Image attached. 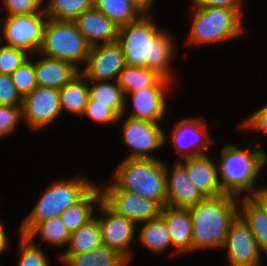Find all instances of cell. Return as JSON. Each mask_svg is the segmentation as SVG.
<instances>
[{
    "mask_svg": "<svg viewBox=\"0 0 267 266\" xmlns=\"http://www.w3.org/2000/svg\"><path fill=\"white\" fill-rule=\"evenodd\" d=\"M110 181V182H109ZM101 190H127L166 206L165 161L162 159H121L108 181L97 182Z\"/></svg>",
    "mask_w": 267,
    "mask_h": 266,
    "instance_id": "277c9868",
    "label": "cell"
},
{
    "mask_svg": "<svg viewBox=\"0 0 267 266\" xmlns=\"http://www.w3.org/2000/svg\"><path fill=\"white\" fill-rule=\"evenodd\" d=\"M74 174L56 177L46 184L36 204L20 221L16 234L26 236L39 222L60 216L65 209L80 201L98 182L82 174L81 170Z\"/></svg>",
    "mask_w": 267,
    "mask_h": 266,
    "instance_id": "5b68a950",
    "label": "cell"
},
{
    "mask_svg": "<svg viewBox=\"0 0 267 266\" xmlns=\"http://www.w3.org/2000/svg\"><path fill=\"white\" fill-rule=\"evenodd\" d=\"M88 88L94 104H109L118 117L123 114L126 95L117 81H88Z\"/></svg>",
    "mask_w": 267,
    "mask_h": 266,
    "instance_id": "f1b7e54d",
    "label": "cell"
},
{
    "mask_svg": "<svg viewBox=\"0 0 267 266\" xmlns=\"http://www.w3.org/2000/svg\"><path fill=\"white\" fill-rule=\"evenodd\" d=\"M160 217L166 222L170 233L172 257L193 254L192 220L188 208L165 206Z\"/></svg>",
    "mask_w": 267,
    "mask_h": 266,
    "instance_id": "d6986e66",
    "label": "cell"
},
{
    "mask_svg": "<svg viewBox=\"0 0 267 266\" xmlns=\"http://www.w3.org/2000/svg\"><path fill=\"white\" fill-rule=\"evenodd\" d=\"M17 266H51L50 257L42 246L34 244L27 236L18 234ZM44 250V251H43Z\"/></svg>",
    "mask_w": 267,
    "mask_h": 266,
    "instance_id": "d6a6232c",
    "label": "cell"
},
{
    "mask_svg": "<svg viewBox=\"0 0 267 266\" xmlns=\"http://www.w3.org/2000/svg\"><path fill=\"white\" fill-rule=\"evenodd\" d=\"M143 14H153L156 0H131ZM153 11V13H152Z\"/></svg>",
    "mask_w": 267,
    "mask_h": 266,
    "instance_id": "ee69618b",
    "label": "cell"
},
{
    "mask_svg": "<svg viewBox=\"0 0 267 266\" xmlns=\"http://www.w3.org/2000/svg\"><path fill=\"white\" fill-rule=\"evenodd\" d=\"M73 22L90 46L118 40L119 27L94 7L83 12Z\"/></svg>",
    "mask_w": 267,
    "mask_h": 266,
    "instance_id": "ffe728a7",
    "label": "cell"
},
{
    "mask_svg": "<svg viewBox=\"0 0 267 266\" xmlns=\"http://www.w3.org/2000/svg\"><path fill=\"white\" fill-rule=\"evenodd\" d=\"M247 145L227 143L220 148L219 157H214L223 192L238 198L249 197L261 186L258 183L267 167L265 148L253 142Z\"/></svg>",
    "mask_w": 267,
    "mask_h": 266,
    "instance_id": "7a4b0ae2",
    "label": "cell"
},
{
    "mask_svg": "<svg viewBox=\"0 0 267 266\" xmlns=\"http://www.w3.org/2000/svg\"><path fill=\"white\" fill-rule=\"evenodd\" d=\"M88 118L92 124L96 123L99 126L117 125L118 116L109 108V104H94V100L89 97L88 103L80 119Z\"/></svg>",
    "mask_w": 267,
    "mask_h": 266,
    "instance_id": "8d00e7d4",
    "label": "cell"
},
{
    "mask_svg": "<svg viewBox=\"0 0 267 266\" xmlns=\"http://www.w3.org/2000/svg\"><path fill=\"white\" fill-rule=\"evenodd\" d=\"M23 123L32 133L52 127L62 115L58 90L36 87L23 98Z\"/></svg>",
    "mask_w": 267,
    "mask_h": 266,
    "instance_id": "4fadbf2b",
    "label": "cell"
},
{
    "mask_svg": "<svg viewBox=\"0 0 267 266\" xmlns=\"http://www.w3.org/2000/svg\"><path fill=\"white\" fill-rule=\"evenodd\" d=\"M11 238H9L8 232L6 231V226L4 220L0 214V256L2 257L6 251L11 250Z\"/></svg>",
    "mask_w": 267,
    "mask_h": 266,
    "instance_id": "7bdbcfd3",
    "label": "cell"
},
{
    "mask_svg": "<svg viewBox=\"0 0 267 266\" xmlns=\"http://www.w3.org/2000/svg\"><path fill=\"white\" fill-rule=\"evenodd\" d=\"M162 77L156 70L126 65L120 72L117 83L126 95L154 86Z\"/></svg>",
    "mask_w": 267,
    "mask_h": 266,
    "instance_id": "4dcf8cb0",
    "label": "cell"
},
{
    "mask_svg": "<svg viewBox=\"0 0 267 266\" xmlns=\"http://www.w3.org/2000/svg\"><path fill=\"white\" fill-rule=\"evenodd\" d=\"M90 48L73 21L48 19L42 44L37 53L70 62L81 70L86 63Z\"/></svg>",
    "mask_w": 267,
    "mask_h": 266,
    "instance_id": "52a82bcc",
    "label": "cell"
},
{
    "mask_svg": "<svg viewBox=\"0 0 267 266\" xmlns=\"http://www.w3.org/2000/svg\"><path fill=\"white\" fill-rule=\"evenodd\" d=\"M117 123L122 124L121 142L129 149L124 159H160L158 154L163 151L161 149L164 148V132L166 131L162 126L163 123L134 119L123 114L118 117Z\"/></svg>",
    "mask_w": 267,
    "mask_h": 266,
    "instance_id": "9c48e42d",
    "label": "cell"
},
{
    "mask_svg": "<svg viewBox=\"0 0 267 266\" xmlns=\"http://www.w3.org/2000/svg\"><path fill=\"white\" fill-rule=\"evenodd\" d=\"M190 1V0H189ZM245 0H191V7H220L228 9H244Z\"/></svg>",
    "mask_w": 267,
    "mask_h": 266,
    "instance_id": "60d3db41",
    "label": "cell"
},
{
    "mask_svg": "<svg viewBox=\"0 0 267 266\" xmlns=\"http://www.w3.org/2000/svg\"><path fill=\"white\" fill-rule=\"evenodd\" d=\"M208 121L203 114L182 117L171 125L170 131L164 132V147L170 143L174 149L173 154L177 157L173 161L208 154L216 145L217 140L211 136L212 132L208 131Z\"/></svg>",
    "mask_w": 267,
    "mask_h": 266,
    "instance_id": "ba28073f",
    "label": "cell"
},
{
    "mask_svg": "<svg viewBox=\"0 0 267 266\" xmlns=\"http://www.w3.org/2000/svg\"><path fill=\"white\" fill-rule=\"evenodd\" d=\"M137 232L136 243L152 254L158 256L171 250L170 233L161 217L137 224Z\"/></svg>",
    "mask_w": 267,
    "mask_h": 266,
    "instance_id": "603a6c76",
    "label": "cell"
},
{
    "mask_svg": "<svg viewBox=\"0 0 267 266\" xmlns=\"http://www.w3.org/2000/svg\"><path fill=\"white\" fill-rule=\"evenodd\" d=\"M23 123L22 105H0V139L16 134ZM19 126V127H18Z\"/></svg>",
    "mask_w": 267,
    "mask_h": 266,
    "instance_id": "e575fe53",
    "label": "cell"
},
{
    "mask_svg": "<svg viewBox=\"0 0 267 266\" xmlns=\"http://www.w3.org/2000/svg\"><path fill=\"white\" fill-rule=\"evenodd\" d=\"M29 57L26 51L0 42V73L11 75Z\"/></svg>",
    "mask_w": 267,
    "mask_h": 266,
    "instance_id": "74e56055",
    "label": "cell"
},
{
    "mask_svg": "<svg viewBox=\"0 0 267 266\" xmlns=\"http://www.w3.org/2000/svg\"><path fill=\"white\" fill-rule=\"evenodd\" d=\"M103 245L99 220L94 217L87 224L71 233L67 248L59 255H77L90 252Z\"/></svg>",
    "mask_w": 267,
    "mask_h": 266,
    "instance_id": "83f0119b",
    "label": "cell"
},
{
    "mask_svg": "<svg viewBox=\"0 0 267 266\" xmlns=\"http://www.w3.org/2000/svg\"><path fill=\"white\" fill-rule=\"evenodd\" d=\"M214 156L208 153L178 161L186 169L192 183L205 197H218L225 194L220 185Z\"/></svg>",
    "mask_w": 267,
    "mask_h": 266,
    "instance_id": "ac0fdd59",
    "label": "cell"
},
{
    "mask_svg": "<svg viewBox=\"0 0 267 266\" xmlns=\"http://www.w3.org/2000/svg\"><path fill=\"white\" fill-rule=\"evenodd\" d=\"M93 7L118 27L135 22L144 15L131 0H93Z\"/></svg>",
    "mask_w": 267,
    "mask_h": 266,
    "instance_id": "f546056e",
    "label": "cell"
},
{
    "mask_svg": "<svg viewBox=\"0 0 267 266\" xmlns=\"http://www.w3.org/2000/svg\"><path fill=\"white\" fill-rule=\"evenodd\" d=\"M34 69L37 87L55 90L61 89L80 73L70 62L48 58L39 53L34 54Z\"/></svg>",
    "mask_w": 267,
    "mask_h": 266,
    "instance_id": "44dd1931",
    "label": "cell"
},
{
    "mask_svg": "<svg viewBox=\"0 0 267 266\" xmlns=\"http://www.w3.org/2000/svg\"><path fill=\"white\" fill-rule=\"evenodd\" d=\"M91 8L93 0H44L45 15L58 21H74Z\"/></svg>",
    "mask_w": 267,
    "mask_h": 266,
    "instance_id": "1f68e13d",
    "label": "cell"
},
{
    "mask_svg": "<svg viewBox=\"0 0 267 266\" xmlns=\"http://www.w3.org/2000/svg\"><path fill=\"white\" fill-rule=\"evenodd\" d=\"M249 198L267 215V183L263 184L252 193Z\"/></svg>",
    "mask_w": 267,
    "mask_h": 266,
    "instance_id": "b9f144b4",
    "label": "cell"
},
{
    "mask_svg": "<svg viewBox=\"0 0 267 266\" xmlns=\"http://www.w3.org/2000/svg\"><path fill=\"white\" fill-rule=\"evenodd\" d=\"M2 11L4 12L2 13ZM0 12L3 14L2 16L44 12V0H0Z\"/></svg>",
    "mask_w": 267,
    "mask_h": 266,
    "instance_id": "d590c367",
    "label": "cell"
},
{
    "mask_svg": "<svg viewBox=\"0 0 267 266\" xmlns=\"http://www.w3.org/2000/svg\"><path fill=\"white\" fill-rule=\"evenodd\" d=\"M239 199L223 194L206 197L188 208L192 220L193 253L222 249L231 224L239 216Z\"/></svg>",
    "mask_w": 267,
    "mask_h": 266,
    "instance_id": "3957f363",
    "label": "cell"
},
{
    "mask_svg": "<svg viewBox=\"0 0 267 266\" xmlns=\"http://www.w3.org/2000/svg\"><path fill=\"white\" fill-rule=\"evenodd\" d=\"M125 66L122 47L118 41H115L91 46L80 73L88 81H117Z\"/></svg>",
    "mask_w": 267,
    "mask_h": 266,
    "instance_id": "9a60e30c",
    "label": "cell"
},
{
    "mask_svg": "<svg viewBox=\"0 0 267 266\" xmlns=\"http://www.w3.org/2000/svg\"><path fill=\"white\" fill-rule=\"evenodd\" d=\"M70 235L60 216H56L39 222L26 236L36 245L62 250L67 246ZM39 239L40 242H37Z\"/></svg>",
    "mask_w": 267,
    "mask_h": 266,
    "instance_id": "484cf974",
    "label": "cell"
},
{
    "mask_svg": "<svg viewBox=\"0 0 267 266\" xmlns=\"http://www.w3.org/2000/svg\"><path fill=\"white\" fill-rule=\"evenodd\" d=\"M167 162V163H166ZM165 161L167 201L166 206L189 208L206 197L192 183L186 169L178 162Z\"/></svg>",
    "mask_w": 267,
    "mask_h": 266,
    "instance_id": "e0dca14e",
    "label": "cell"
},
{
    "mask_svg": "<svg viewBox=\"0 0 267 266\" xmlns=\"http://www.w3.org/2000/svg\"><path fill=\"white\" fill-rule=\"evenodd\" d=\"M191 20L187 38L183 44L194 46L224 44L242 37L245 32L244 9L220 7H190Z\"/></svg>",
    "mask_w": 267,
    "mask_h": 266,
    "instance_id": "8992f818",
    "label": "cell"
},
{
    "mask_svg": "<svg viewBox=\"0 0 267 266\" xmlns=\"http://www.w3.org/2000/svg\"><path fill=\"white\" fill-rule=\"evenodd\" d=\"M153 17V14H144L139 20L119 27L117 41L122 47L125 63L156 70L179 87L173 64L179 52L176 36L174 38L173 32L164 25L158 26Z\"/></svg>",
    "mask_w": 267,
    "mask_h": 266,
    "instance_id": "6da1fadb",
    "label": "cell"
},
{
    "mask_svg": "<svg viewBox=\"0 0 267 266\" xmlns=\"http://www.w3.org/2000/svg\"><path fill=\"white\" fill-rule=\"evenodd\" d=\"M61 113L79 117L84 113L89 100L88 80L79 73L69 83L58 90Z\"/></svg>",
    "mask_w": 267,
    "mask_h": 266,
    "instance_id": "d4e9b609",
    "label": "cell"
},
{
    "mask_svg": "<svg viewBox=\"0 0 267 266\" xmlns=\"http://www.w3.org/2000/svg\"><path fill=\"white\" fill-rule=\"evenodd\" d=\"M58 257L62 266H131L124 256L105 245L90 252Z\"/></svg>",
    "mask_w": 267,
    "mask_h": 266,
    "instance_id": "cb8c5ba5",
    "label": "cell"
},
{
    "mask_svg": "<svg viewBox=\"0 0 267 266\" xmlns=\"http://www.w3.org/2000/svg\"><path fill=\"white\" fill-rule=\"evenodd\" d=\"M102 201L116 214L140 224L160 217L162 207L154 200L127 190H101Z\"/></svg>",
    "mask_w": 267,
    "mask_h": 266,
    "instance_id": "2e32d148",
    "label": "cell"
},
{
    "mask_svg": "<svg viewBox=\"0 0 267 266\" xmlns=\"http://www.w3.org/2000/svg\"><path fill=\"white\" fill-rule=\"evenodd\" d=\"M225 252V266H263L264 254L249 227L238 216L231 224L222 247Z\"/></svg>",
    "mask_w": 267,
    "mask_h": 266,
    "instance_id": "5bb4252c",
    "label": "cell"
},
{
    "mask_svg": "<svg viewBox=\"0 0 267 266\" xmlns=\"http://www.w3.org/2000/svg\"><path fill=\"white\" fill-rule=\"evenodd\" d=\"M247 117H244L242 122H239L238 126H240L239 128L245 132L251 131L257 134V140L256 138H253L251 142L261 146V142H259L258 139L263 135H267V102L266 104H263V106H260L258 109L254 110L252 113H250V116Z\"/></svg>",
    "mask_w": 267,
    "mask_h": 266,
    "instance_id": "f35d334b",
    "label": "cell"
},
{
    "mask_svg": "<svg viewBox=\"0 0 267 266\" xmlns=\"http://www.w3.org/2000/svg\"><path fill=\"white\" fill-rule=\"evenodd\" d=\"M239 217L254 235L259 250L267 257V215L249 197L239 199Z\"/></svg>",
    "mask_w": 267,
    "mask_h": 266,
    "instance_id": "4316f807",
    "label": "cell"
},
{
    "mask_svg": "<svg viewBox=\"0 0 267 266\" xmlns=\"http://www.w3.org/2000/svg\"><path fill=\"white\" fill-rule=\"evenodd\" d=\"M177 86L170 79L162 77L154 86L127 93L123 115L154 123H165L166 114L170 113L167 100L174 96L172 94L177 91Z\"/></svg>",
    "mask_w": 267,
    "mask_h": 266,
    "instance_id": "30bf717a",
    "label": "cell"
},
{
    "mask_svg": "<svg viewBox=\"0 0 267 266\" xmlns=\"http://www.w3.org/2000/svg\"><path fill=\"white\" fill-rule=\"evenodd\" d=\"M0 42L19 48L30 55L41 47L44 28L48 20L44 12L27 15H0Z\"/></svg>",
    "mask_w": 267,
    "mask_h": 266,
    "instance_id": "8fae6325",
    "label": "cell"
},
{
    "mask_svg": "<svg viewBox=\"0 0 267 266\" xmlns=\"http://www.w3.org/2000/svg\"><path fill=\"white\" fill-rule=\"evenodd\" d=\"M102 193L97 183L80 201L65 209L60 218L69 233L77 231L95 217Z\"/></svg>",
    "mask_w": 267,
    "mask_h": 266,
    "instance_id": "7402d4cb",
    "label": "cell"
},
{
    "mask_svg": "<svg viewBox=\"0 0 267 266\" xmlns=\"http://www.w3.org/2000/svg\"><path fill=\"white\" fill-rule=\"evenodd\" d=\"M20 96L11 75L0 73V105H22Z\"/></svg>",
    "mask_w": 267,
    "mask_h": 266,
    "instance_id": "ab89813d",
    "label": "cell"
},
{
    "mask_svg": "<svg viewBox=\"0 0 267 266\" xmlns=\"http://www.w3.org/2000/svg\"><path fill=\"white\" fill-rule=\"evenodd\" d=\"M103 245L124 256L131 264L135 256L137 224L128 218L116 214L103 201L96 210Z\"/></svg>",
    "mask_w": 267,
    "mask_h": 266,
    "instance_id": "7c38bea8",
    "label": "cell"
},
{
    "mask_svg": "<svg viewBox=\"0 0 267 266\" xmlns=\"http://www.w3.org/2000/svg\"><path fill=\"white\" fill-rule=\"evenodd\" d=\"M11 77L22 98L31 93L37 87L34 54L30 55V57L11 74Z\"/></svg>",
    "mask_w": 267,
    "mask_h": 266,
    "instance_id": "836d02e7",
    "label": "cell"
}]
</instances>
